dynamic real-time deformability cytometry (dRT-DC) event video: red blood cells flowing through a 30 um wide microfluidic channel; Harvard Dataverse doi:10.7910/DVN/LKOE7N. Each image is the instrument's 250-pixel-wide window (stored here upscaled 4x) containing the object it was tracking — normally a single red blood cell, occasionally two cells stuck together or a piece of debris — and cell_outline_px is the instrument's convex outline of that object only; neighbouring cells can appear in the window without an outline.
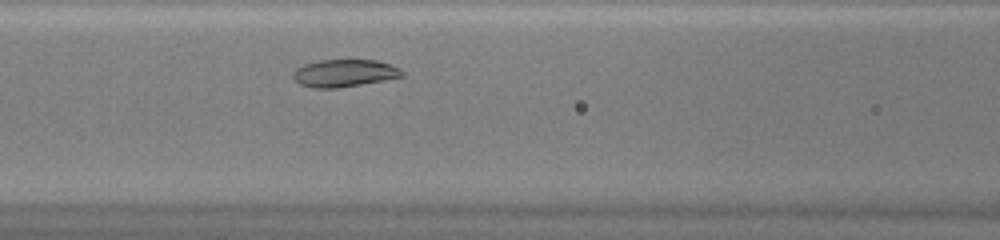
{"species": "common noctule bat (a hibernating species)", "species_latin": "Nyctalus noctula", "temperature_condition": "warm", "stored_images_in_passage": 27, "camera_frame_rate_fps": 3000, "um_per_image_px": 0.085, "animal": {"sex": "female", "body_mass_g": 20.0, "forearm_length_mm": 54.0}, "frame": {"image": 1, "passage_image": 8, "time_ms": 2.333, "image_size_px": [1000, 240], "cell_outline_px": [[404, 76], [384, 80], [336, 88], [312, 88], [300, 84], [292, 76], [292, 72], [296, 68], [304, 64], [320, 60], [376, 60], [400, 68], [404, 72]], "centroid_in_image_um": [29.25, 6.21], "position_along_channel_um": 137.4, "area_um2": 17.34}}
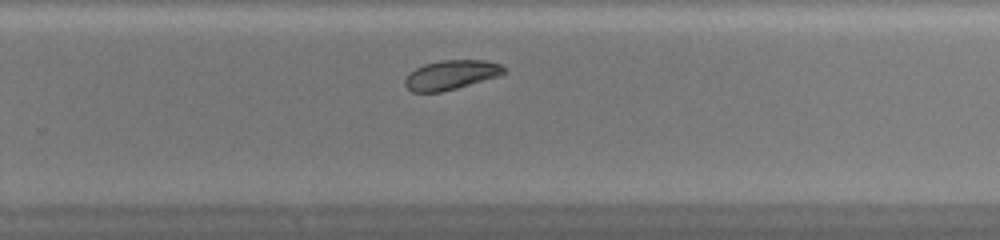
{"frame": {"image": 2, "passage_image": 19, "time_ms": 6.0, "image_size_px": [1000, 240], "cell_outline_px": [[508, 72], [500, 76], [456, 88], [440, 92], [412, 92], [404, 84], [404, 80], [416, 68], [424, 64], [440, 60], [484, 60], [500, 64]], "centroid_in_image_um": [38.37, 6.36], "position_along_channel_um": 291.4, "area_um2": 16.88}}
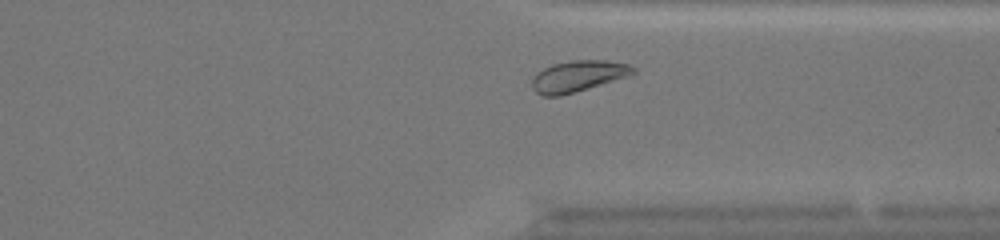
{"frame": {"image": 3, "passage_image": 24, "time_ms": 7.667, "image_size_px": [1000, 240], "cell_outline_px": [[636, 72], [628, 76], [588, 88], [560, 96], [540, 96], [532, 88], [532, 80], [536, 72], [552, 64], [572, 60], [608, 60], [628, 64], [636, 68]], "centroid_in_image_um": [49.12, 6.47], "position_along_channel_um": 362.3, "area_um2": 18.38}, "authors_computed_cell_mechanics": {"area_um2": 17.7446, "velocity_mm_per_s": 4.216, "shape_relaxation_time_tau1_ms": 3.9925, "shape_relaxation_time_tau2_ms": null, "deformation_change_tau1": 0.0896, "deformation_change_tau2": null}}